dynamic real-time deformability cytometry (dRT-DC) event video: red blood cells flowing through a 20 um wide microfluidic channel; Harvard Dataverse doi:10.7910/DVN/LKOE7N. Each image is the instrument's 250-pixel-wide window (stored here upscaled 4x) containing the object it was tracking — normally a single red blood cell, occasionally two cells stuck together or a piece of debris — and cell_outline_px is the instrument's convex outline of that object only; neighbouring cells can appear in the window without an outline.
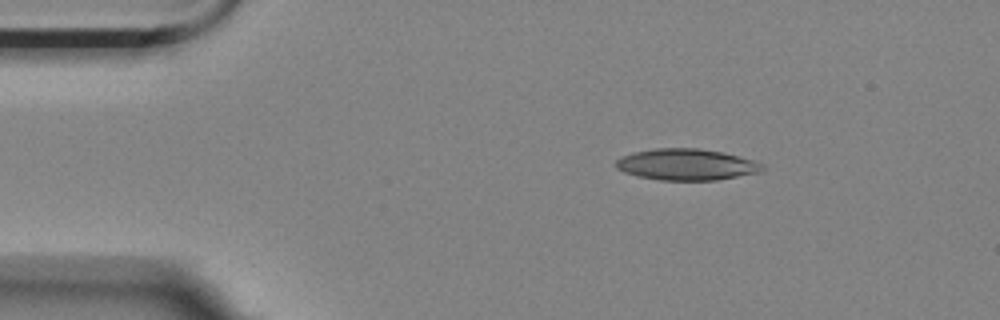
{"species": "Egyptian fruit bat (a non-hibernating species)", "species_latin": "Rousettus aegyptiacus", "temperature_condition": "room temperature", "stored_images_in_passage": 2, "camera_frame_rate_fps": 3000, "um_per_image_px": 0.085, "animal": {"sex": "female"}, "frame": {"image": 1, "passage_image": 1, "time_ms": 0.0, "image_size_px": [1000, 320], "cell_outline_px": [[768, 168], [760, 172], [716, 180], [660, 180], [640, 176], [624, 172], [616, 168], [616, 160], [632, 152], [656, 148], [700, 148], [724, 152], [752, 160], [764, 164]], "centroid_in_image_um": [58.39, 13.98], "position_along_channel_um": 26.6, "area_um2": 26.76}}